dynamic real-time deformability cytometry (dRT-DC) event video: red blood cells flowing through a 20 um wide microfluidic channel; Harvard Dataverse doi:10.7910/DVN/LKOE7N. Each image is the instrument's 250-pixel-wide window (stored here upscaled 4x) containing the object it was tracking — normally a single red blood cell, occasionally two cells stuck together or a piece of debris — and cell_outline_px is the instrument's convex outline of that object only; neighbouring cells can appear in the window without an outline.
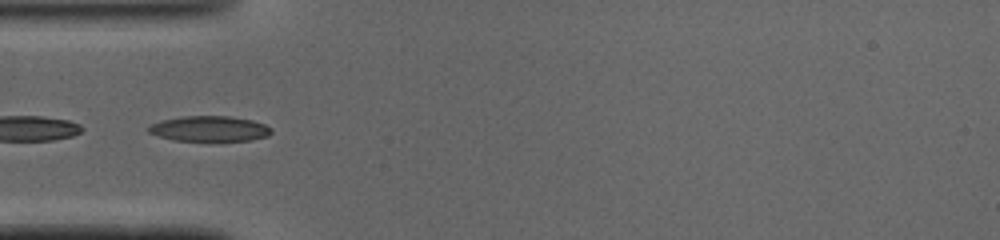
{"species": "common noctule bat (a hibernating species)", "species_latin": "Nyctalus noctula", "temperature_condition": "cold", "stored_images_in_passage": 21, "segment_of_instrument_passage": [2, 2], "camera_frame_rate_fps": 3000, "um_per_image_px": 0.085, "animal": {"sex": "male", "body_mass_g": 19.0, "forearm_length_mm": 50.8}, "frame": {"image": 1, "passage_image": 7, "time_ms": 2.0, "image_size_px": [1000, 240], "cell_outline_px": [[272, 132], [268, 136], [252, 140], [172, 140], [148, 132], [148, 128], [152, 124], [160, 120], [180, 116], [228, 116], [252, 120], [264, 124], [272, 128]], "centroid_in_image_um": [17.82, 10.93], "position_along_channel_um": 67.2, "area_um2": 18.03}}
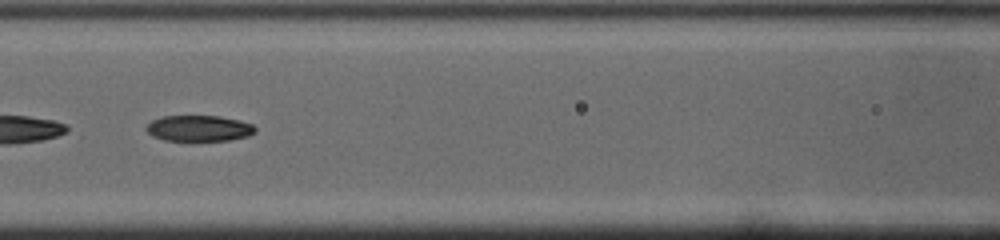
{"frame": {"image": 2, "passage_image": 13, "time_ms": 4.0, "image_size_px": [1000, 240], "cell_outline_px": [[256, 132], [248, 136], [228, 140], [164, 140], [152, 136], [144, 128], [152, 120], [164, 116], [220, 116], [240, 120], [252, 124], [256, 128]], "centroid_in_image_um": [16.92, 10.9], "position_along_channel_um": 149.7, "area_um2": 16.42}}
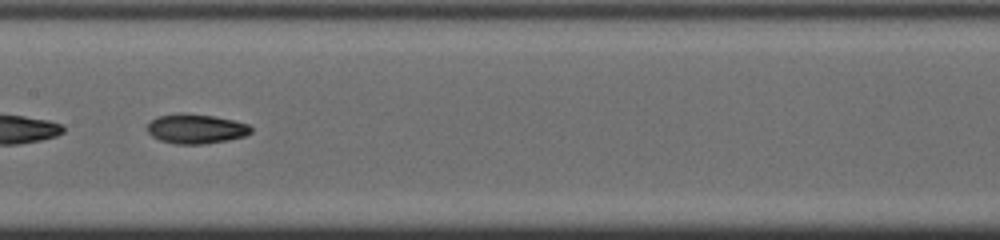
{"frame": {"image": 3, "passage_image": 16, "time_ms": 5.0, "image_size_px": [1000, 240], "cell_outline_px": [[252, 132], [244, 136], [228, 140], [204, 144], [176, 144], [160, 140], [152, 136], [148, 132], [148, 124], [156, 116], [212, 116], [232, 120], [248, 124], [252, 128]], "centroid_in_image_um": [16.69, 11.0], "position_along_channel_um": 190.7, "area_um2": 17.05}}